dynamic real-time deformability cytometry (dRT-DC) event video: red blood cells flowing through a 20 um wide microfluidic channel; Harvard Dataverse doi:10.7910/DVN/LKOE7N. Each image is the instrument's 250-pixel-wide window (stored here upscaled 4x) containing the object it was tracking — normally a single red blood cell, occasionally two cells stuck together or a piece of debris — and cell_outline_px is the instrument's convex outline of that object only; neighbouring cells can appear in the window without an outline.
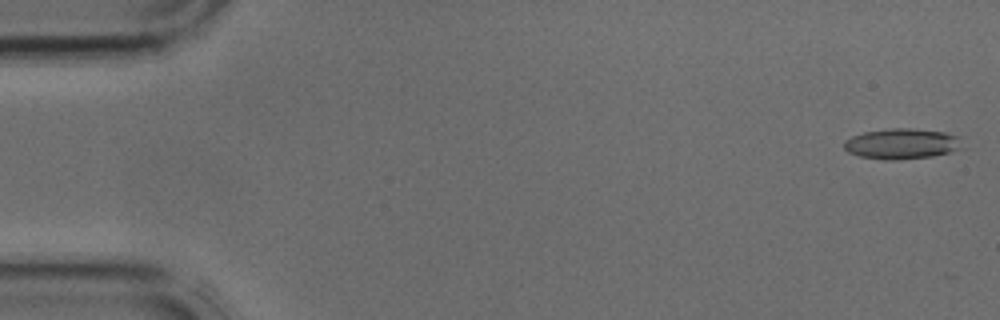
{"species": "common noctule bat (a hibernating species)", "species_latin": "Nyctalus noctula", "temperature_condition": "cold", "stored_images_in_passage": 35, "camera_frame_rate_fps": 3000, "um_per_image_px": 0.085, "animal": {"sex": "male", "body_mass_g": 17.9, "forearm_length_mm": 54.2}, "frame": {"image": 1, "passage_image": 1, "time_ms": 0.0, "image_size_px": [1000, 320], "cell_outline_px": [[964, 148], [932, 156], [892, 160], [884, 160], [860, 156], [848, 152], [844, 148], [844, 140], [852, 136], [864, 132], [892, 128], [908, 128], [944, 132], [956, 136]], "centroid_in_image_um": [76.62, 12.22], "position_along_channel_um": 8.4, "area_um2": 20.81}}
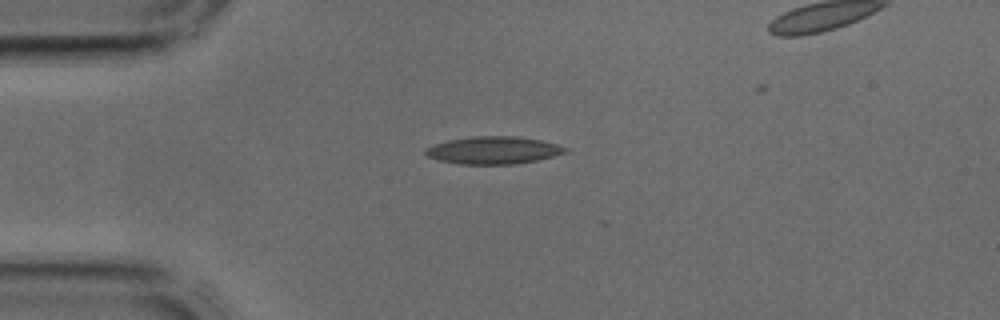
{"frame": {"image": 2, "passage_image": 10, "time_ms": 3.0, "image_size_px": [1000, 320], "cell_outline_px": [[568, 152], [536, 160], [516, 164], [456, 164], [440, 160], [428, 156], [424, 152], [424, 148], [448, 140], [472, 136], [516, 136], [540, 140], [556, 144], [568, 148]], "centroid_in_image_um": [41.93, 12.77], "position_along_channel_um": 43.1, "area_um2": 22.31}}
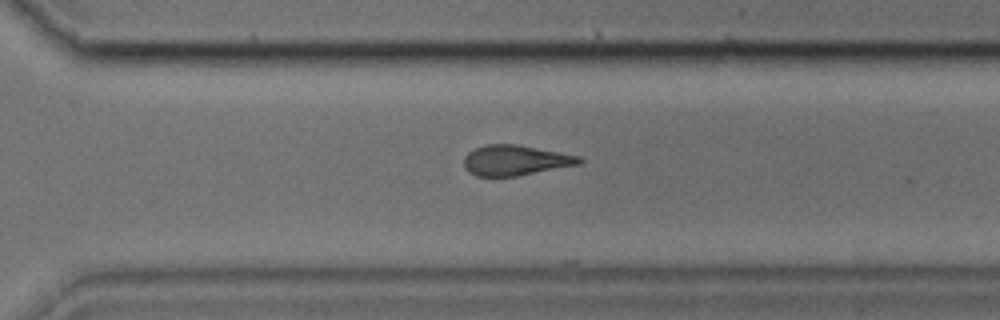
{"frame": {"image": 3, "passage_image": 29, "time_ms": 9.333, "image_size_px": [1000, 320], "cell_outline_px": [[584, 160], [580, 164], [516, 176], [476, 176], [468, 172], [464, 168], [464, 156], [468, 152], [484, 144], [516, 144], [580, 156]], "centroid_in_image_um": [43.78, 13.62], "position_along_channel_um": 326.8, "area_um2": 20.35}}